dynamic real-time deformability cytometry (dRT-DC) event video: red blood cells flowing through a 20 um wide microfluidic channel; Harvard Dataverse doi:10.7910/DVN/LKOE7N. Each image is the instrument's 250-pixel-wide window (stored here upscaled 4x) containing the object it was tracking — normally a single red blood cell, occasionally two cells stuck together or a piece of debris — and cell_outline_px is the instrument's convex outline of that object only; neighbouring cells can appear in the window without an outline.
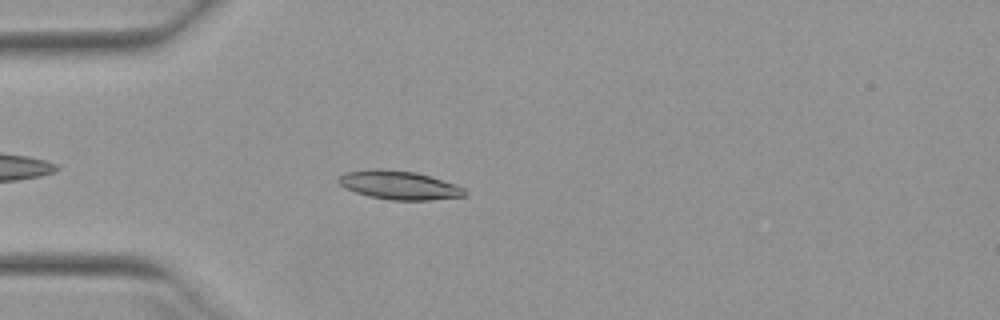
{"species": "Egyptian fruit bat (a non-hibernating species)", "species_latin": "Rousettus aegyptiacus", "temperature_condition": "warm", "stored_images_in_passage": 38, "camera_frame_rate_fps": 3000, "um_per_image_px": 0.085, "animal": {"sex": "female"}, "frame": {"image": 1, "passage_image": 7, "time_ms": 2.0, "image_size_px": [1000, 320], "cell_outline_px": [[468, 196], [428, 200], [392, 200], [368, 196], [344, 188], [336, 180], [344, 172], [372, 168], [380, 168], [416, 172], [456, 184], [464, 188], [468, 192]], "centroid_in_image_um": [33.93, 15.73], "position_along_channel_um": 51.1, "area_um2": 21.33}}
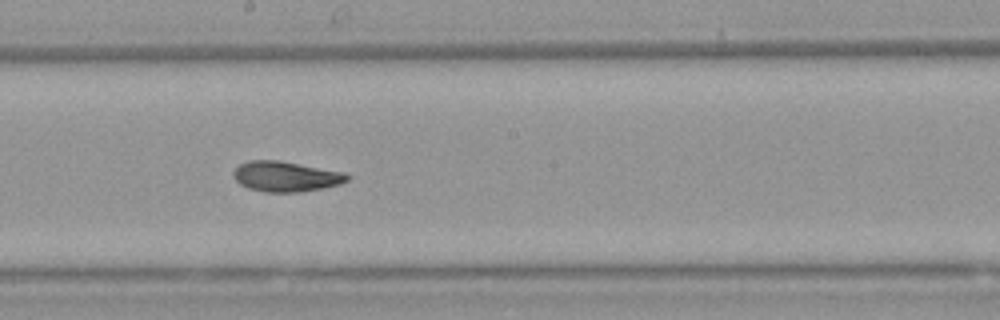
{"frame": {"image": 2, "passage_image": 21, "time_ms": 6.667, "image_size_px": [1000, 320], "cell_outline_px": [[348, 180], [340, 184], [324, 188], [300, 192], [264, 192], [248, 188], [240, 184], [232, 176], [232, 172], [240, 164], [248, 160], [280, 160], [344, 172], [348, 176]], "centroid_in_image_um": [24.27, 15.0], "position_along_channel_um": 223.9, "area_um2": 20.17}}
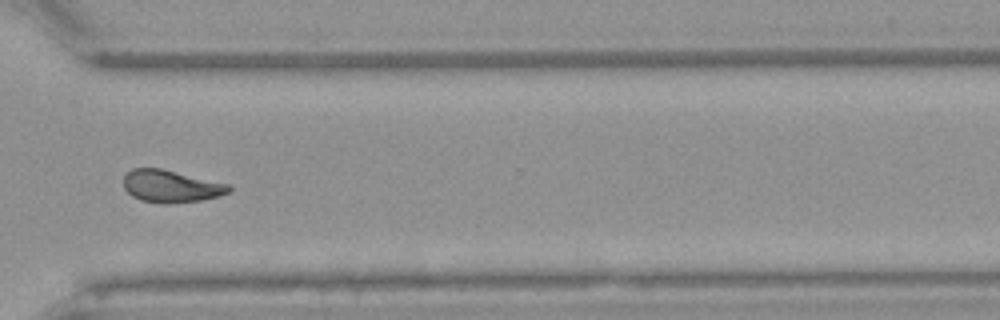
{"frame": {"image": 3, "passage_image": 31, "time_ms": 10.0, "image_size_px": [1000, 320], "cell_outline_px": [[232, 188], [228, 192], [220, 196], [200, 200], [172, 204], [164, 204], [140, 200], [132, 196], [124, 188], [124, 176], [132, 168], [160, 168], [232, 184]], "centroid_in_image_um": [14.56, 15.83], "position_along_channel_um": 356.0, "area_um2": 20.06}, "authors_computed_cell_mechanics": {"area_um2": 19.941, "velocity_mm_per_s": 3.9576, "shape_relaxation_time_tau1_ms": 6.6096, "shape_relaxation_time_tau2_ms": 2.0794, "deformation_change_tau1": 0.1934, "deformation_change_tau2": 0.0785}}